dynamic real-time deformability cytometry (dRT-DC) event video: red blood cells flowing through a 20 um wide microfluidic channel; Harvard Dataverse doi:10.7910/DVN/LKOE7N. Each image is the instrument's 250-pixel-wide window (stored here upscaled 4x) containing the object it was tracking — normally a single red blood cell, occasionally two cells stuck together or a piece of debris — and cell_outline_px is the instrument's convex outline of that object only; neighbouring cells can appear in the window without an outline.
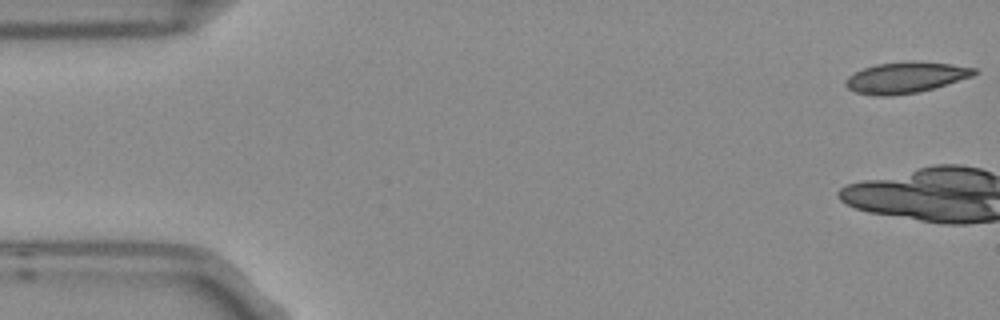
{"species": "Egyptian fruit bat (a non-hibernating species)", "species_latin": "Rousettus aegyptiacus", "temperature_condition": "room temperature", "stored_images_in_passage": 7, "camera_frame_rate_fps": 3000, "um_per_image_px": 0.085, "frame": {"image": 1, "passage_image": 1, "time_ms": 0.0, "image_size_px": [1000, 320], "cell_outline_px": [[980, 72], [972, 76], [932, 88], [916, 92], [892, 96], [880, 96], [856, 92], [848, 88], [844, 84], [848, 76], [864, 68], [876, 64], [912, 60], [916, 60], [952, 64], [976, 68]], "centroid_in_image_um": [77.0, 6.57], "position_along_channel_um": 8.0, "area_um2": 23.18}}